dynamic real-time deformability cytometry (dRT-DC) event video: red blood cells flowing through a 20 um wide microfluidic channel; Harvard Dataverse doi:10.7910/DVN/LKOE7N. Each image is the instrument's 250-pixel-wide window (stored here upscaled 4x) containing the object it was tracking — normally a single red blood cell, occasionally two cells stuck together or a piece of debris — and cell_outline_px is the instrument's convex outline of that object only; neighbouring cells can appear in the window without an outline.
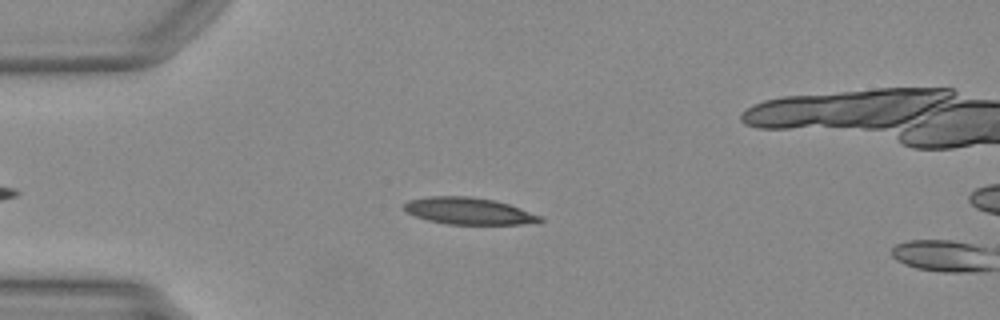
{"species": "Egyptian fruit bat (a non-hibernating species)", "species_latin": "Rousettus aegyptiacus", "temperature_condition": "warm", "stored_images_in_passage": 4, "camera_frame_rate_fps": 3000, "um_per_image_px": 0.085, "animal": {"sex": "female"}, "frame": {"image": 1, "passage_image": 3, "time_ms": 0.667, "image_size_px": [1000, 320], "cell_outline_px": [[544, 220], [520, 224], [448, 224], [428, 220], [416, 216], [408, 212], [404, 208], [404, 204], [408, 200], [432, 196], [468, 196], [492, 200], [508, 204], [520, 208], [540, 216]], "centroid_in_image_um": [39.8, 17.93], "position_along_channel_um": 45.2, "area_um2": 20.81}}